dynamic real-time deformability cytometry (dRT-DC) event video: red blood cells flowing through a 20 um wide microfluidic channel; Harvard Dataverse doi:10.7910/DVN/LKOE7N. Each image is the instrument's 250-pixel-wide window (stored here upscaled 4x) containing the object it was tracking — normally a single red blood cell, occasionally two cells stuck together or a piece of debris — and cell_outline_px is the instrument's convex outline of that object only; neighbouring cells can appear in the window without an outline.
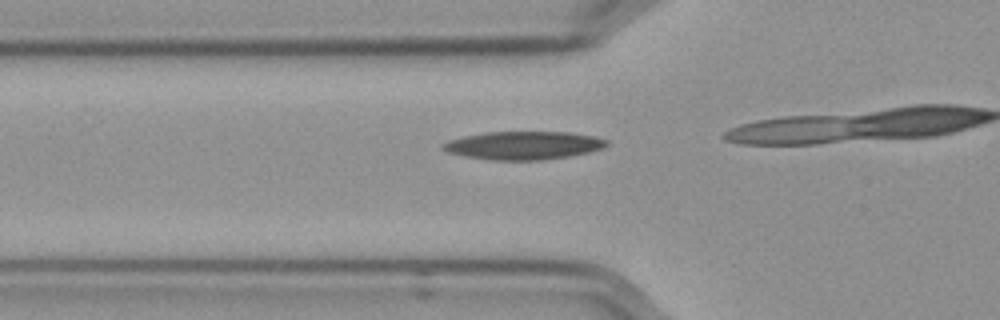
{"species": "Egyptian fruit bat (a non-hibernating species)", "species_latin": "Rousettus aegyptiacus", "temperature_condition": "cold", "stored_images_in_passage": 13, "camera_frame_rate_fps": 3000, "um_per_image_px": 0.085, "frame": {"image": 1, "passage_image": 9, "time_ms": 2.667, "image_size_px": [1000, 320], "cell_outline_px": [[608, 144], [604, 148], [588, 152], [568, 156], [540, 160], [492, 160], [464, 156], [448, 152], [440, 148], [440, 144], [448, 140], [464, 136], [484, 132], [572, 132], [596, 136], [608, 140]], "centroid_in_image_um": [44.48, 12.35], "position_along_channel_um": 81.3, "area_um2": 27.05}}
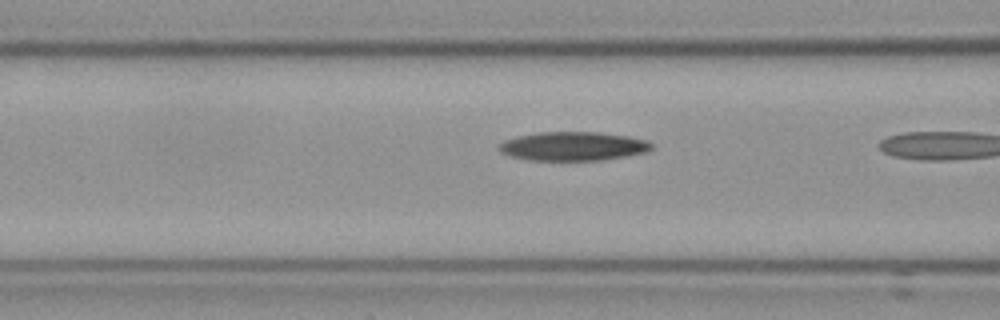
{"frame": {"image": 2, "passage_image": 12, "time_ms": 3.667, "image_size_px": [1000, 320], "cell_outline_px": [[652, 148], [648, 152], [600, 160], [528, 160], [512, 156], [500, 152], [496, 148], [504, 140], [520, 136], [540, 132], [600, 132], [628, 136], [648, 140], [652, 144]], "centroid_in_image_um": [48.73, 12.42], "position_along_channel_um": 117.9, "area_um2": 25.61}}